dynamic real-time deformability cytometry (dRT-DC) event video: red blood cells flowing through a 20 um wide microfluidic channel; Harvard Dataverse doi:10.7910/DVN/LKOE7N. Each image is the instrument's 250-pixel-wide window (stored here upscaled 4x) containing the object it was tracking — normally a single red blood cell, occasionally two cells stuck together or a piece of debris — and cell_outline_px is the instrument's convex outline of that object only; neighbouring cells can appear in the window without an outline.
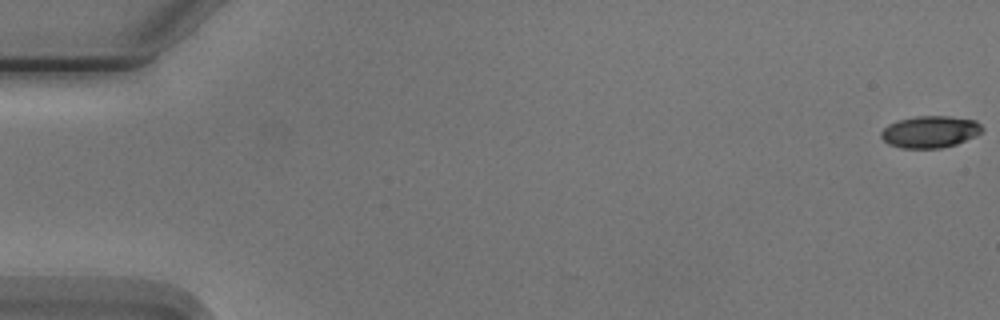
{"species": "Egyptian fruit bat (a non-hibernating species)", "species_latin": "Rousettus aegyptiacus", "temperature_condition": "cold", "stored_images_in_passage": 6, "camera_frame_rate_fps": 3000, "um_per_image_px": 0.085, "animal": {"sex": "male"}, "frame": {"image": 1, "passage_image": 1, "time_ms": 0.0, "image_size_px": [1000, 320], "cell_outline_px": [[984, 128], [980, 132], [956, 144], [940, 148], [900, 148], [888, 144], [880, 136], [880, 132], [888, 124], [900, 120], [916, 116], [948, 116], [976, 120]], "centroid_in_image_um": [79.02, 11.2], "position_along_channel_um": 6.0, "area_um2": 18.61}}
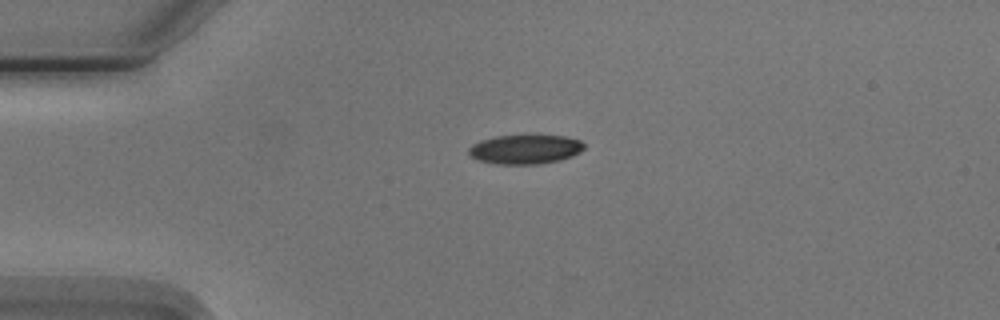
{"frame": {"image": 2, "passage_image": 4, "time_ms": 4.333, "image_size_px": [1000, 320], "cell_outline_px": [[584, 148], [580, 152], [572, 156], [560, 160], [540, 164], [496, 164], [476, 160], [468, 152], [468, 148], [472, 144], [480, 140], [496, 136], [564, 136], [580, 140], [584, 144]], "centroid_in_image_um": [44.62, 12.7], "position_along_channel_um": 40.4, "area_um2": 19.65}}
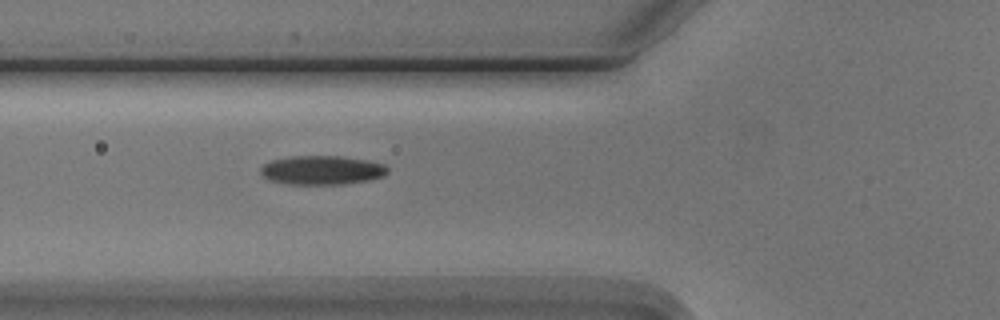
{"frame": {"image": 3, "passage_image": 6, "time_ms": 6.667, "image_size_px": [1000, 320], "cell_outline_px": [[388, 172], [384, 176], [368, 180], [344, 184], [288, 184], [268, 180], [260, 172], [260, 168], [264, 164], [272, 160], [292, 156], [340, 156], [364, 160], [384, 164], [388, 168]], "centroid_in_image_um": [27.35, 14.47], "position_along_channel_um": 98.4, "area_um2": 21.39}}